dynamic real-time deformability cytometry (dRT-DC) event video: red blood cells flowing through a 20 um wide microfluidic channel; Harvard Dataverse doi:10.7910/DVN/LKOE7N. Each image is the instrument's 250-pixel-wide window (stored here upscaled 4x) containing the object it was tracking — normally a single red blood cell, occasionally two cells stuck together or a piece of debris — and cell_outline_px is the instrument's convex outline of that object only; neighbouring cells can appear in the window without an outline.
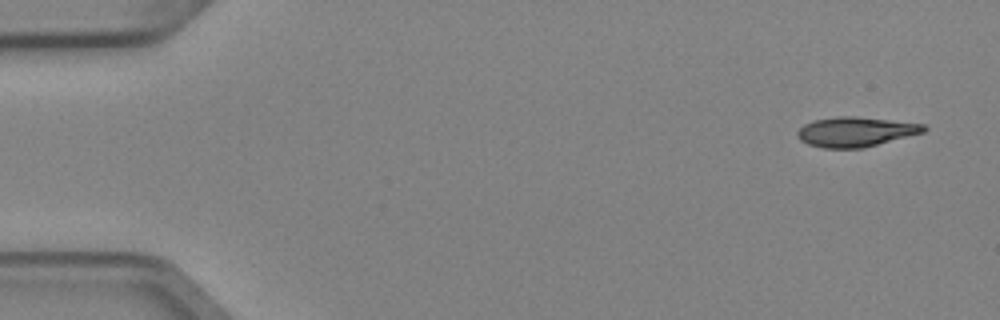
{"species": "Egyptian fruit bat (a non-hibernating species)", "species_latin": "Rousettus aegyptiacus", "temperature_condition": "cold", "stored_images_in_passage": 5, "camera_frame_rate_fps": 3000, "um_per_image_px": 0.085, "animal": {"sex": "female"}, "frame": {"image": 1, "passage_image": 1, "time_ms": 0.0, "image_size_px": [1000, 320], "cell_outline_px": [[928, 128], [924, 132], [864, 148], [824, 148], [808, 144], [800, 140], [796, 136], [796, 132], [804, 124], [812, 120], [840, 116], [856, 116], [924, 124]], "centroid_in_image_um": [72.7, 11.2], "position_along_channel_um": 12.3, "area_um2": 21.96}}
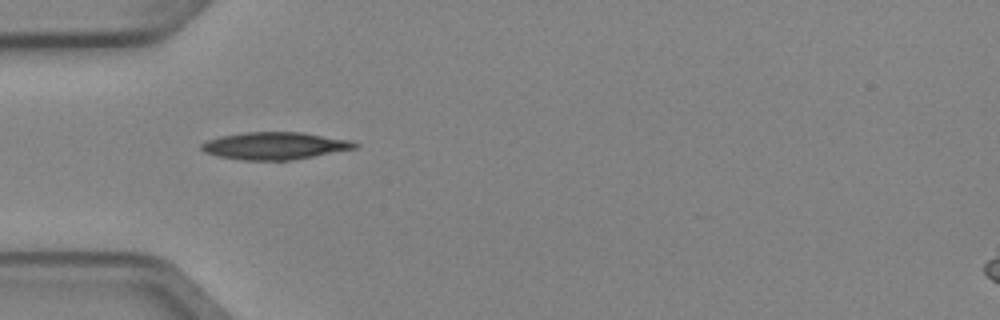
{"frame": {"image": 2, "passage_image": 4, "time_ms": 1.0, "image_size_px": [1000, 320], "cell_outline_px": [[360, 144], [356, 148], [292, 160], [240, 160], [216, 156], [204, 152], [200, 148], [200, 144], [208, 140], [220, 136], [244, 132], [304, 132], [352, 140]], "centroid_in_image_um": [23.35, 12.39], "position_along_channel_um": 61.6, "area_um2": 24.62}}
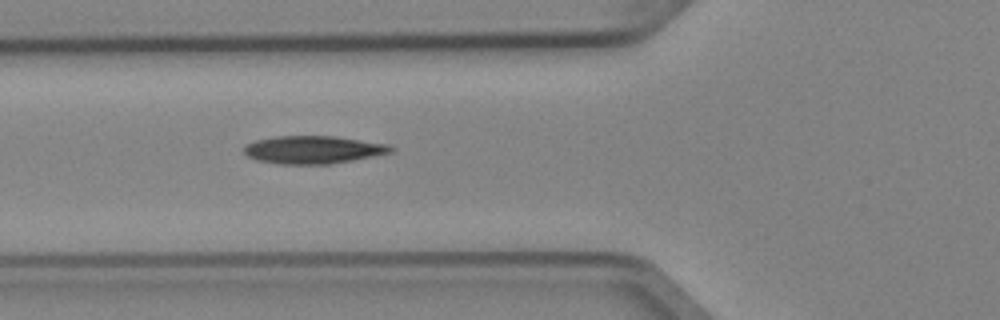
{"frame": {"image": 3, "passage_image": 5, "time_ms": 1.333, "image_size_px": [1000, 320], "cell_outline_px": [[396, 148], [392, 152], [352, 160], [328, 164], [280, 164], [256, 160], [248, 156], [244, 152], [244, 144], [256, 140], [276, 136], [336, 136], [388, 144]], "centroid_in_image_um": [26.61, 12.72], "position_along_channel_um": 99.2, "area_um2": 23.81}}